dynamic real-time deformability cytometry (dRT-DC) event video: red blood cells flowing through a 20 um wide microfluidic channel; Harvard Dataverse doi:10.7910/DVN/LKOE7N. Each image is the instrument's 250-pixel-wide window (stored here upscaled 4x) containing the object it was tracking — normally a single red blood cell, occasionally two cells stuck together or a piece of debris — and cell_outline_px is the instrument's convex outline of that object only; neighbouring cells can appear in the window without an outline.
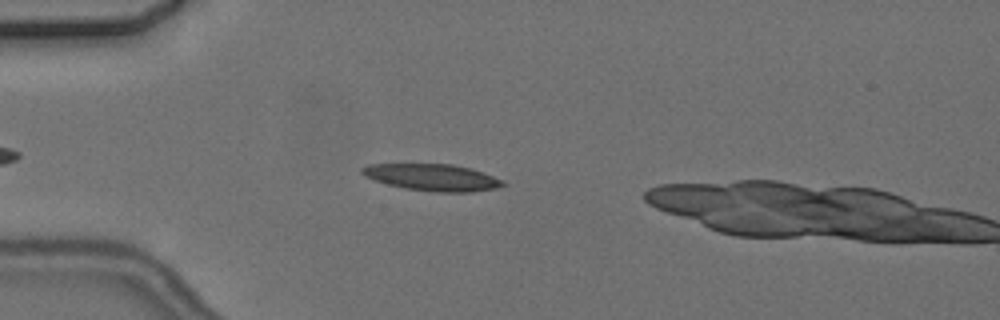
{"species": "common noctule bat (a hibernating species)", "species_latin": "Nyctalus noctula", "temperature_condition": "cold", "stored_images_in_passage": 4, "camera_frame_rate_fps": 3000, "um_per_image_px": 0.085, "animal": {"sex": "female", "body_mass_g": 24.6, "forearm_length_mm": 56.2}, "frame": {"image": 1, "passage_image": 3, "time_ms": 2.333, "image_size_px": [1000, 320], "cell_outline_px": [[504, 184], [496, 188], [472, 192], [436, 192], [404, 188], [388, 184], [364, 176], [360, 172], [360, 168], [368, 164], [452, 164], [472, 168], [504, 180]], "centroid_in_image_um": [36.75, 15.07], "position_along_channel_um": 48.3, "area_um2": 21.96}}